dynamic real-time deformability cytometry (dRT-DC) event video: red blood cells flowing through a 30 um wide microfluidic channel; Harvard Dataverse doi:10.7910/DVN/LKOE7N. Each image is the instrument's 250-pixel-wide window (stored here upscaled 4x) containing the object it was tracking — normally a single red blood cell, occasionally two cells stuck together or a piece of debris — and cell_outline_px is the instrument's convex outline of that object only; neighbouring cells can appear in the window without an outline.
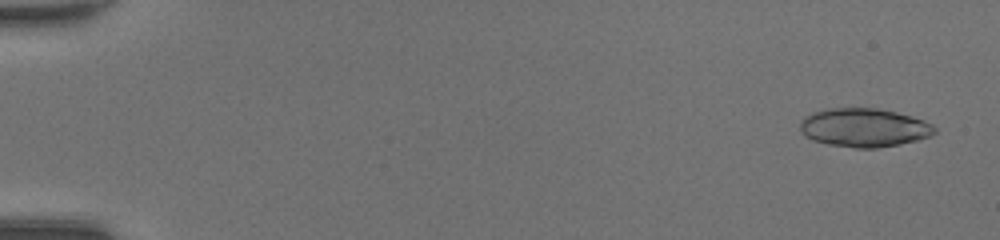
{"species": "common noctule bat (a hibernating species)", "species_latin": "Nyctalus noctula", "temperature_condition": "room temperature", "stored_images_in_passage": 49, "segment_of_instrument_passage": [1, 2], "camera_frame_rate_fps": 3000, "um_per_image_px": 0.085, "animal": {"sex": "female", "body_mass_g": 20.0, "forearm_length_mm": 54.0}, "frame": {"image": 1, "passage_image": 3, "time_ms": 0.667, "image_size_px": [1000, 240], "cell_outline_px": [[936, 132], [928, 136], [916, 140], [900, 144], [876, 148], [856, 148], [828, 144], [812, 140], [804, 136], [800, 132], [800, 120], [804, 116], [812, 112], [828, 108], [880, 108], [912, 116], [924, 120], [932, 124], [936, 128]], "centroid_in_image_um": [73.41, 10.84], "position_along_channel_um": 11.6, "area_um2": 30.52}}
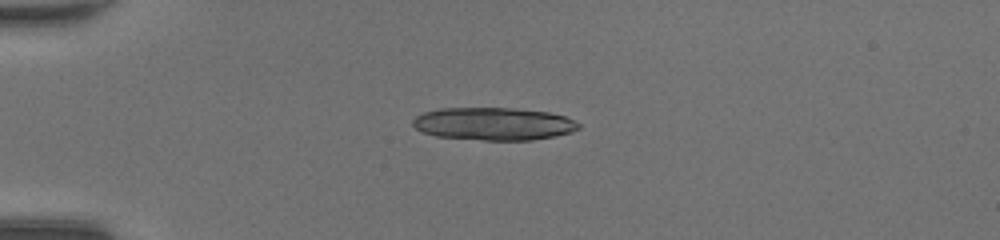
{"frame": {"image": 2, "passage_image": 14, "time_ms": 4.333, "image_size_px": [1000, 240], "cell_outline_px": [[580, 128], [572, 132], [556, 136], [532, 140], [484, 140], [436, 136], [420, 132], [412, 124], [412, 120], [416, 116], [424, 112], [440, 108], [512, 108], [548, 112], [564, 116], [580, 124]], "centroid_in_image_um": [41.94, 10.53], "position_along_channel_um": 43.1, "area_um2": 31.67}}